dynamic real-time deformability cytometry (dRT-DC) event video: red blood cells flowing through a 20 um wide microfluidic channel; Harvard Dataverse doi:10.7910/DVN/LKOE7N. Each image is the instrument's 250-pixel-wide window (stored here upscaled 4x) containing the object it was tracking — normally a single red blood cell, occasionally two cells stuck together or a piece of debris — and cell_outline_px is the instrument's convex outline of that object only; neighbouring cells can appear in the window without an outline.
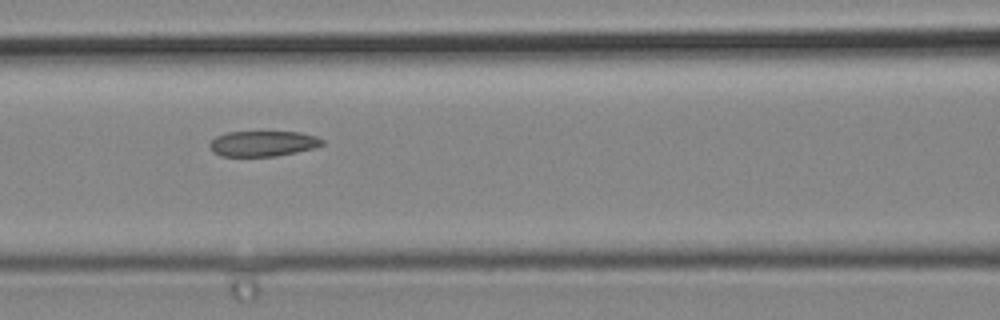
{"species": "common noctule bat (a hibernating species)", "species_latin": "Nyctalus noctula", "temperature_condition": "cold", "stored_images_in_passage": 8, "camera_frame_rate_fps": 3000, "um_per_image_px": 0.085, "animal": {"sex": "male", "body_mass_g": 19.2, "forearm_length_mm": 51.8}, "frame": {"image": 1, "passage_image": 7, "time_ms": 2.0, "image_size_px": [1000, 320], "cell_outline_px": [[324, 144], [316, 148], [276, 156], [220, 156], [212, 152], [208, 144], [216, 136], [228, 132], [300, 132], [316, 136], [324, 140]], "centroid_in_image_um": [22.35, 12.21], "position_along_channel_um": 144.2, "area_um2": 16.82}}
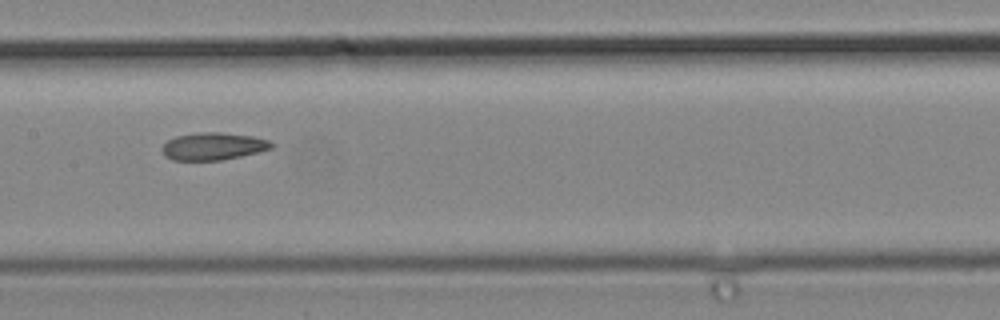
{"frame": {"image": 2, "passage_image": 8, "time_ms": 2.333, "image_size_px": [1000, 320], "cell_outline_px": [[272, 148], [224, 160], [172, 160], [164, 156], [160, 148], [168, 140], [176, 136], [200, 132], [220, 132], [252, 136], [268, 140], [272, 144]], "centroid_in_image_um": [18.06, 12.43], "position_along_channel_um": 189.3, "area_um2": 17.4}}